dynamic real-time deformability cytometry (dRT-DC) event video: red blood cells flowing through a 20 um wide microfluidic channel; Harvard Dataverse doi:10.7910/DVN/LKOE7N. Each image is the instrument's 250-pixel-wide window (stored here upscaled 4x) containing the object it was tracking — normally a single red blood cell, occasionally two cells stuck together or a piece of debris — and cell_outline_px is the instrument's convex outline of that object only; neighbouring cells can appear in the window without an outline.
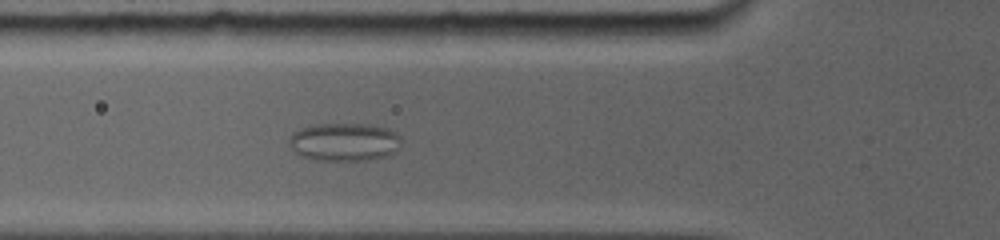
{"species": "common noctule bat (a hibernating species)", "species_latin": "Nyctalus noctula", "temperature_condition": "room temperature", "stored_images_in_passage": 29, "camera_frame_rate_fps": 5000, "um_per_image_px": 0.085, "animal": {"sex": "female", "body_mass_g": 19.0, "forearm_length_mm": 56.7}, "frame": {"image": 1, "passage_image": 6, "time_ms": 2.6, "image_size_px": [1000, 240], "cell_outline_px": [[400, 144], [396, 152], [392, 156], [368, 160], [316, 160], [300, 156], [288, 144], [288, 140], [292, 132], [300, 128], [312, 124], [368, 124], [388, 128], [396, 132], [400, 136]], "centroid_in_image_um": [29.28, 12.07], "position_along_channel_um": 96.5, "area_um2": 25.37}}
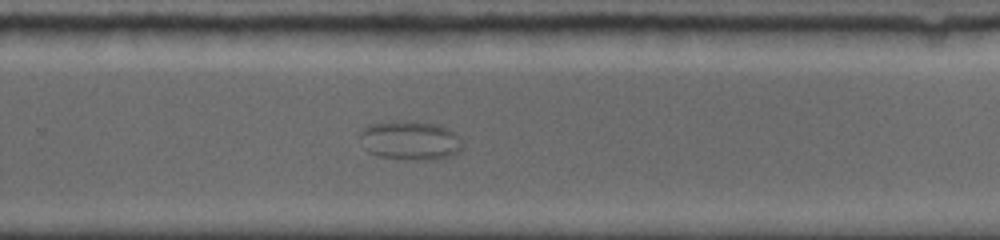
{"frame": {"image": 2, "passage_image": 17, "time_ms": 8.4, "image_size_px": [1000, 240], "cell_outline_px": [[460, 148], [456, 152], [448, 156], [436, 160], [416, 160], [380, 156], [368, 152], [364, 148], [360, 136], [360, 132], [368, 124], [392, 120], [400, 120], [436, 124], [448, 128], [456, 132], [460, 144]], "centroid_in_image_um": [34.82, 11.92], "position_along_channel_um": 295.0, "area_um2": 23.29}}
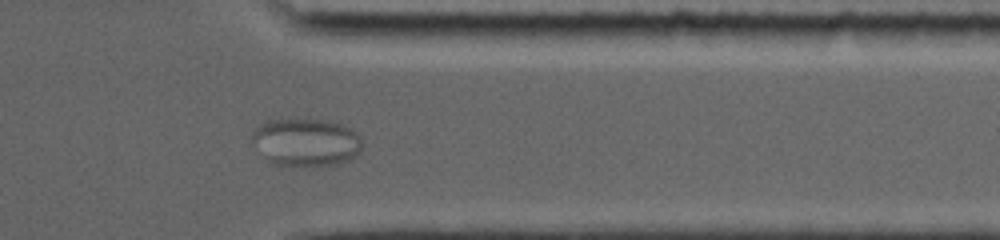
{"frame": {"image": 3, "passage_image": 22, "time_ms": 11.0, "image_size_px": [1000, 240], "cell_outline_px": [[360, 148], [356, 156], [340, 164], [312, 168], [276, 164], [268, 160], [264, 156], [252, 140], [252, 132], [260, 124], [268, 120], [292, 116], [328, 120], [344, 124], [356, 132], [360, 136]], "centroid_in_image_um": [26.02, 12.06], "position_along_channel_um": 385.4, "area_um2": 31.73}}